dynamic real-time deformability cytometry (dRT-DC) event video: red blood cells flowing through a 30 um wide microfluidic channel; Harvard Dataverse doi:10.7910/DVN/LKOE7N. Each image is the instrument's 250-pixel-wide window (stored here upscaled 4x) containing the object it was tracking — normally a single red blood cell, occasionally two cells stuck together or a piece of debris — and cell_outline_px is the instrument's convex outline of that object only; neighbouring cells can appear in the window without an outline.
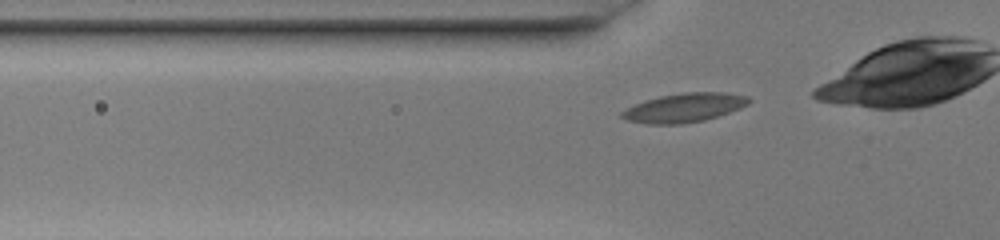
{"species": "common noctule bat (a hibernating species)", "species_latin": "Nyctalus noctula", "temperature_condition": "warm", "stored_images_in_passage": 29, "camera_frame_rate_fps": 3000, "um_per_image_px": 0.085, "animal": {"sex": "female", "body_mass_g": 20.0, "forearm_length_mm": 54.0}, "frame": {"image": 1, "passage_image": 4, "time_ms": 1.0, "image_size_px": [1000, 240], "cell_outline_px": [[752, 100], [748, 104], [740, 108], [704, 120], [684, 124], [644, 124], [624, 120], [620, 116], [620, 112], [636, 104], [660, 96], [684, 92], [724, 92], [748, 96]], "centroid_in_image_um": [58.15, 9.16], "position_along_channel_um": 67.6, "area_um2": 21.39}}
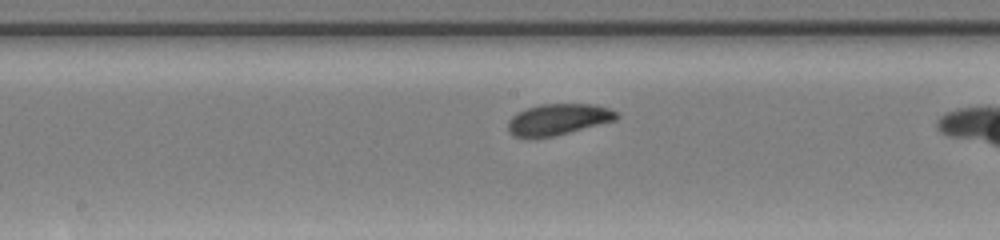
{"frame": {"image": 2, "passage_image": 14, "time_ms": 4.333, "image_size_px": [1000, 240], "cell_outline_px": [[620, 116], [616, 120], [552, 136], [532, 140], [512, 136], [508, 132], [508, 120], [516, 112], [540, 104], [596, 104], [620, 112]], "centroid_in_image_um": [47.41, 10.16], "position_along_channel_um": 200.8, "area_um2": 20.11}}
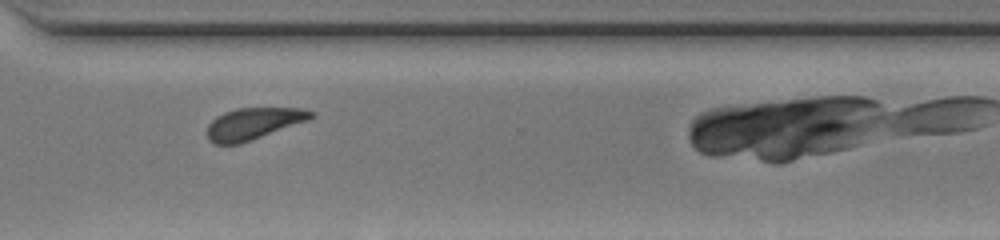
{"frame": {"image": 3, "passage_image": 25, "time_ms": 8.0, "image_size_px": [1000, 240], "cell_outline_px": [[316, 116], [308, 120], [252, 140], [240, 144], [216, 144], [208, 140], [204, 132], [208, 124], [216, 116], [224, 112], [236, 108], [300, 108], [316, 112]], "centroid_in_image_um": [21.5, 10.51], "position_along_channel_um": 349.1, "area_um2": 19.42}}